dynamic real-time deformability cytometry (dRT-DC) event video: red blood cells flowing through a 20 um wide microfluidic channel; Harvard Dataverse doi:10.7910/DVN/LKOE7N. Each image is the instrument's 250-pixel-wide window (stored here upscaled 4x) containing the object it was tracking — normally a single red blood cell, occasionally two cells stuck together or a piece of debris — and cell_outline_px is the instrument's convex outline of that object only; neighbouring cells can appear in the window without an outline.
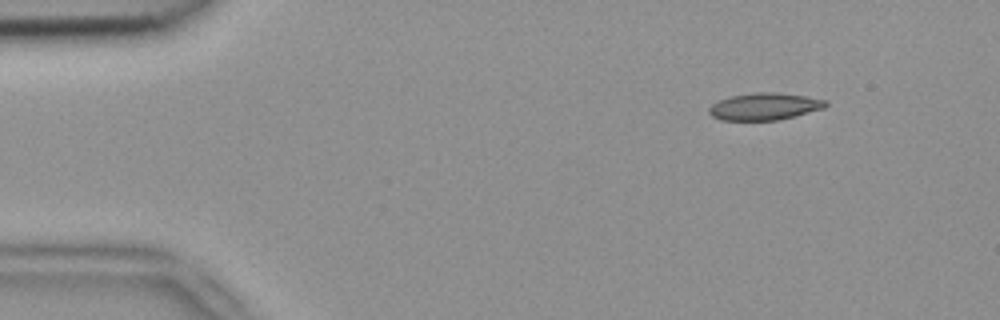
{"species": "common noctule bat (a hibernating species)", "species_latin": "Nyctalus noctula", "temperature_condition": "room temperature", "stored_images_in_passage": 4, "camera_frame_rate_fps": 3000, "um_per_image_px": 0.085, "animal": {"sex": "female", "body_mass_g": 18.4}, "frame": {"image": 1, "passage_image": 1, "time_ms": 0.0, "image_size_px": [1000, 320], "cell_outline_px": [[828, 104], [824, 108], [796, 116], [776, 120], [720, 120], [712, 116], [708, 112], [708, 108], [712, 104], [720, 100], [732, 96], [756, 92], [776, 92], [804, 96], [828, 100]], "centroid_in_image_um": [64.99, 9.05], "position_along_channel_um": 20.0, "area_um2": 18.38}}